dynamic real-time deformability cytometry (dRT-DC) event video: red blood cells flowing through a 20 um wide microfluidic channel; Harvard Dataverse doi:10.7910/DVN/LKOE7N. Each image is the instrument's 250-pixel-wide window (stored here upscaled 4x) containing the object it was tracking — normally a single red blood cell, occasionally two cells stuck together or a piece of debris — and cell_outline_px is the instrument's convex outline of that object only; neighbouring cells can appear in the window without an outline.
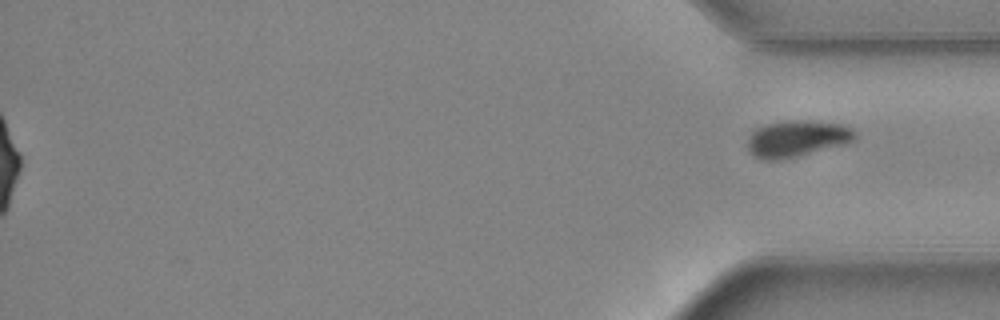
{"species": "common noctule bat (a hibernating species)", "species_latin": "Nyctalus noctula", "temperature_condition": "warm", "stored_images_in_passage": 49, "segment_of_instrument_passage": [2, 2], "camera_frame_rate_fps": 3000, "um_per_image_px": 0.085, "animal": {"sex": "female", "body_mass_g": 24.6, "forearm_length_mm": 56.2}, "frame": {"image": 1, "passage_image": 49, "time_ms": 16.0, "image_size_px": [1000, 320], "cell_outline_px": [[856, 140], [852, 144], [780, 160], [760, 160], [752, 156], [748, 148], [748, 140], [752, 132], [756, 128], [764, 124], [788, 120], [812, 120], [844, 124], [852, 128], [856, 132]], "centroid_in_image_um": [67.81, 11.79], "position_along_channel_um": 367.4, "area_um2": 23.64}}